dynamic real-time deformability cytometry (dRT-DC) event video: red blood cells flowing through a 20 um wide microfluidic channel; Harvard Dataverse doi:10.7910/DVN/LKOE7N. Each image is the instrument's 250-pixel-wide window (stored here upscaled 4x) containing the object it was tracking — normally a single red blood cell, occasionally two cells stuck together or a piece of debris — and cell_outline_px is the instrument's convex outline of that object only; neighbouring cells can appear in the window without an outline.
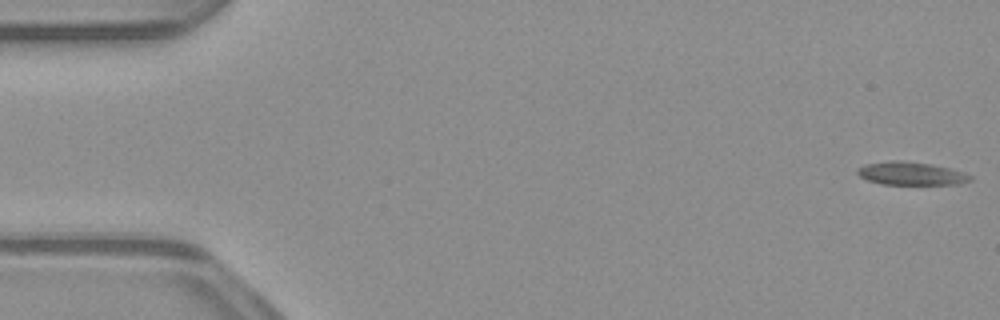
{"species": "common noctule bat (a hibernating species)", "species_latin": "Nyctalus noctula", "temperature_condition": "warm", "stored_images_in_passage": 51, "camera_frame_rate_fps": 3000, "um_per_image_px": 0.085, "animal": {"sex": "male", "body_mass_g": 23.1, "forearm_length_mm": 52.7}, "frame": {"image": 1, "passage_image": 1, "time_ms": 0.0, "image_size_px": [1000, 320], "cell_outline_px": [[972, 180], [960, 184], [884, 184], [868, 180], [860, 176], [856, 172], [856, 168], [864, 164], [892, 160], [900, 160], [928, 164], [948, 168], [972, 176]], "centroid_in_image_um": [77.39, 14.75], "position_along_channel_um": 7.6, "area_um2": 14.97}}
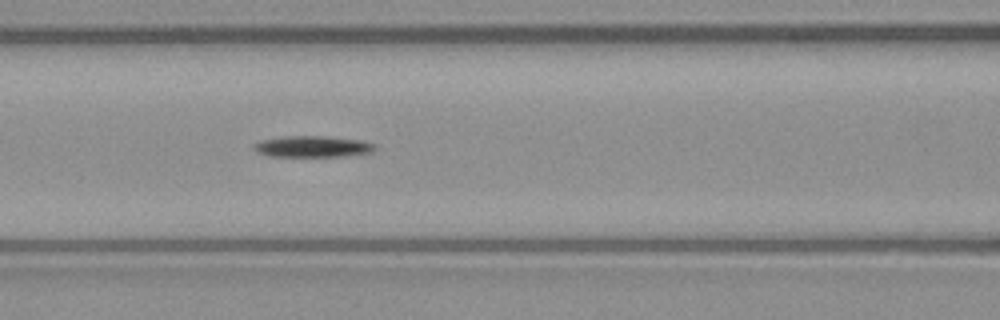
{"frame": {"image": 2, "passage_image": 22, "time_ms": 7.0, "image_size_px": [1000, 320], "cell_outline_px": [[380, 148], [372, 152], [348, 156], [268, 156], [256, 152], [252, 148], [252, 144], [260, 140], [284, 136], [324, 136], [360, 140], [376, 144]], "centroid_in_image_um": [26.58, 12.45], "position_along_channel_um": 140.0, "area_um2": 15.26}}
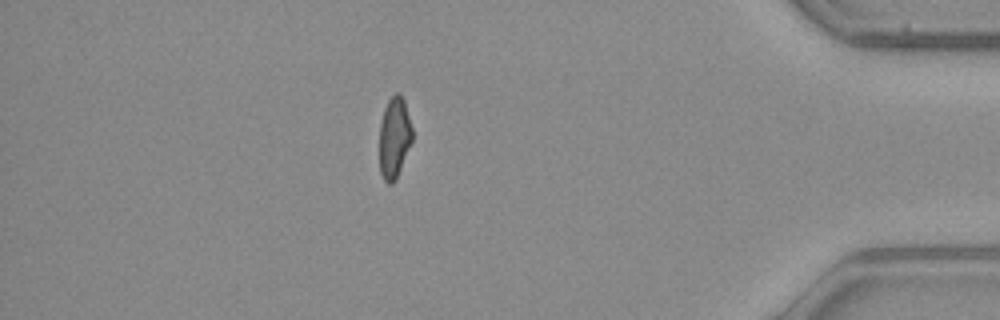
{"frame": {"image": 3, "passage_image": 44, "time_ms": 14.333, "image_size_px": [1000, 320], "cell_outline_px": [[412, 140], [396, 180], [392, 184], [388, 184], [384, 180], [380, 172], [380, 124], [384, 108], [388, 100], [396, 92], [400, 92], [404, 100], [412, 128]], "centroid_in_image_um": [33.51, 11.69], "position_along_channel_um": 401.7, "area_um2": 15.49}}